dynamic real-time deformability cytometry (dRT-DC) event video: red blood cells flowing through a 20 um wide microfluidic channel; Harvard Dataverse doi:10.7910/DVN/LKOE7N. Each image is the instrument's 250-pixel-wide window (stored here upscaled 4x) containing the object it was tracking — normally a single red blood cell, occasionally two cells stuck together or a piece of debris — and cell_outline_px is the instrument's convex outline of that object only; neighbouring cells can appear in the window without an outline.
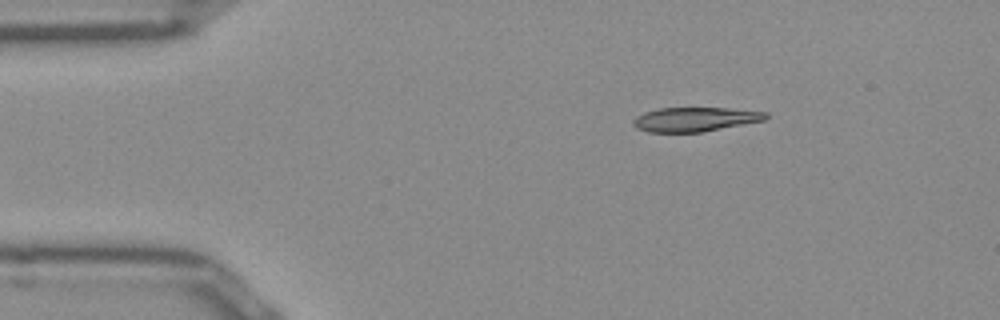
{"species": "Egyptian fruit bat (a non-hibernating species)", "species_latin": "Rousettus aegyptiacus", "temperature_condition": "room temperature", "stored_images_in_passage": 44, "camera_frame_rate_fps": 3000, "um_per_image_px": 0.085, "frame": {"image": 1, "passage_image": 1, "time_ms": 0.0, "image_size_px": [1000, 320], "cell_outline_px": [[768, 116], [764, 120], [704, 132], [648, 132], [636, 128], [632, 124], [632, 120], [636, 116], [644, 112], [660, 108], [728, 108], [768, 112]], "centroid_in_image_um": [59.05, 10.14], "position_along_channel_um": 25.9, "area_um2": 18.79}}
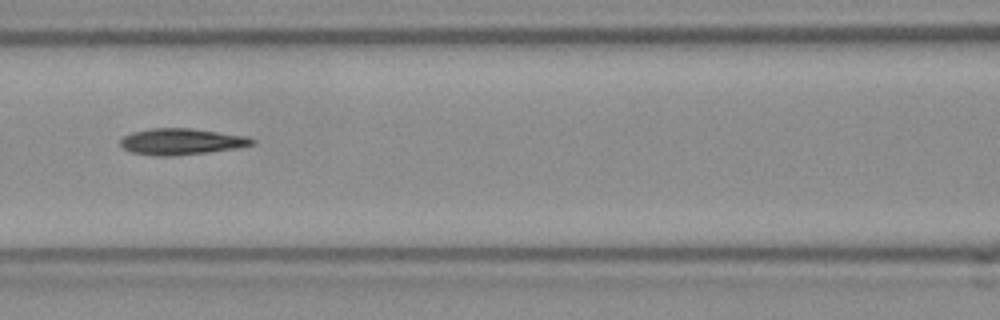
{"frame": {"image": 2, "passage_image": 15, "time_ms": 4.667, "image_size_px": [1000, 320], "cell_outline_px": [[256, 140], [252, 144], [236, 148], [208, 152], [172, 156], [156, 156], [132, 152], [124, 148], [120, 144], [120, 140], [124, 136], [132, 132], [152, 128], [192, 128], [248, 136]], "centroid_in_image_um": [15.42, 12.03], "position_along_channel_um": 151.2, "area_um2": 20.11}}
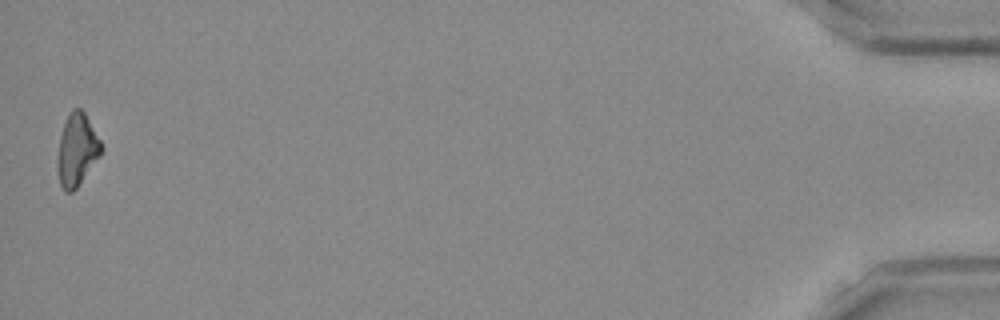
{"frame": {"image": 3, "passage_image": 44, "time_ms": 14.333, "image_size_px": [1000, 320], "cell_outline_px": [[104, 148], [100, 156], [76, 188], [72, 192], [64, 192], [60, 184], [56, 168], [56, 160], [60, 136], [68, 112], [72, 108], [80, 108], [84, 112], [100, 140]], "centroid_in_image_um": [6.52, 12.74], "position_along_channel_um": 428.7, "area_um2": 18.55}, "authors_computed_cell_mechanics": {"area_um2": 19.5653, "velocity_mm_per_s": 3.9019, "shape_relaxation_time_tau1_ms": 7.4125, "shape_relaxation_time_tau2_ms": null, "deformation_change_tau1": 0.2183, "deformation_change_tau2": null}}